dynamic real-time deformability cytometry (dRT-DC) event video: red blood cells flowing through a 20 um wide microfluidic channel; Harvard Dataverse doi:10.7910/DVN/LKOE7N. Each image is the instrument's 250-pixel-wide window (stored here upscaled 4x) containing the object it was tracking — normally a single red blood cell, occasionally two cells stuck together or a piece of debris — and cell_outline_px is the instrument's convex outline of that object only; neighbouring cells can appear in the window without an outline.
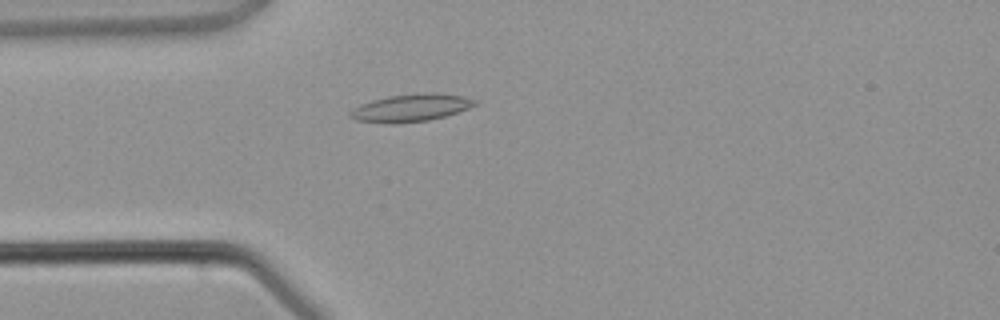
{"species": "common noctule bat (a hibernating species)", "species_latin": "Nyctalus noctula", "temperature_condition": "warm", "stored_images_in_passage": 3, "camera_frame_rate_fps": 3000, "um_per_image_px": 0.085, "animal": {"sex": "male", "body_mass_g": 21.5, "forearm_length_mm": 52.0}, "frame": {"image": 1, "passage_image": 3, "time_ms": 2.333, "image_size_px": [1000, 320], "cell_outline_px": [[480, 104], [444, 116], [428, 120], [396, 124], [388, 124], [356, 120], [348, 116], [348, 112], [352, 108], [360, 104], [372, 100], [388, 96], [428, 92], [436, 92], [464, 96], [480, 100]], "centroid_in_image_um": [34.93, 9.16], "position_along_channel_um": 50.1, "area_um2": 20.35}}